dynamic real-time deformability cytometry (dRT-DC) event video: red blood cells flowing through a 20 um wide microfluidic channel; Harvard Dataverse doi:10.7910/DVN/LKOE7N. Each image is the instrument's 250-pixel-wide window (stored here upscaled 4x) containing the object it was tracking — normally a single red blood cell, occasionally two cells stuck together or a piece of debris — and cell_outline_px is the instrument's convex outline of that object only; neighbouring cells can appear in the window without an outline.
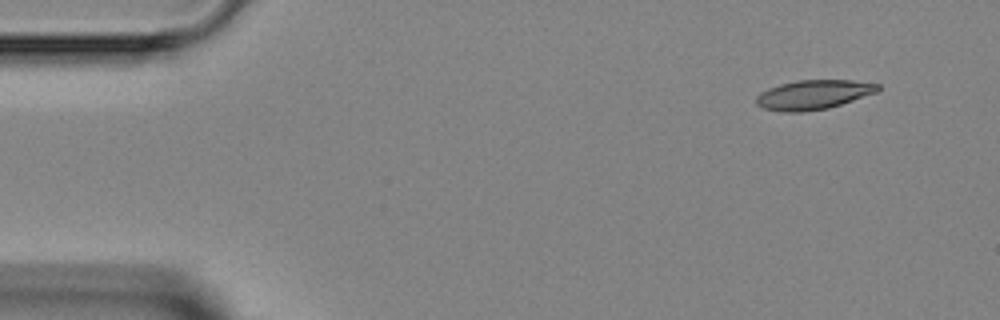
{"species": "Egyptian fruit bat (a non-hibernating species)", "species_latin": "Rousettus aegyptiacus", "temperature_condition": "room temperature", "stored_images_in_passage": 6, "camera_frame_rate_fps": 3000, "um_per_image_px": 0.085, "animal": {"sex": "female"}, "frame": {"image": 1, "passage_image": 1, "time_ms": 0.0, "image_size_px": [1000, 320], "cell_outline_px": [[880, 88], [876, 92], [828, 108], [804, 112], [784, 112], [764, 108], [756, 104], [756, 96], [760, 92], [768, 88], [780, 84], [796, 80], [852, 80], [880, 84]], "centroid_in_image_um": [69.11, 8.04], "position_along_channel_um": 15.9, "area_um2": 20.75}}
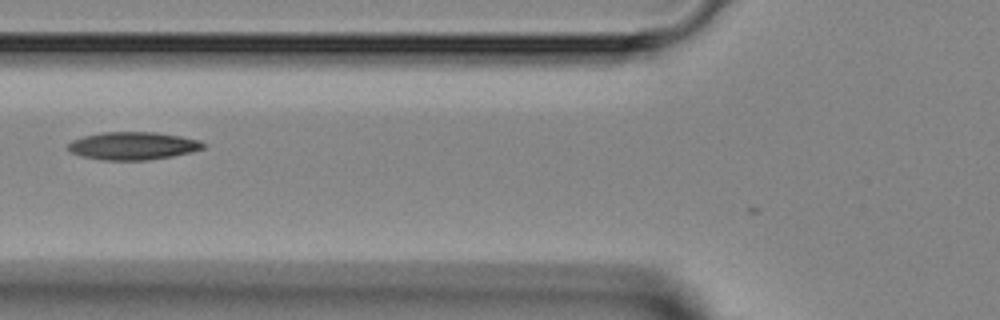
{"frame": {"image": 2, "passage_image": 5, "time_ms": 4.667, "image_size_px": [1000, 320], "cell_outline_px": [[208, 144], [204, 148], [192, 152], [172, 156], [148, 160], [104, 160], [80, 156], [72, 152], [68, 148], [68, 144], [72, 140], [84, 136], [100, 132], [156, 132], [180, 136], [200, 140]], "centroid_in_image_um": [11.33, 12.39], "position_along_channel_um": 114.5, "area_um2": 22.02}}
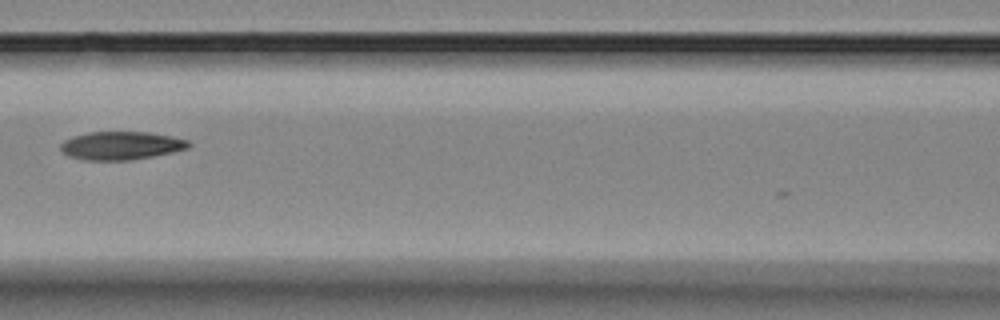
{"frame": {"image": 3, "passage_image": 6, "time_ms": 5.667, "image_size_px": [1000, 320], "cell_outline_px": [[192, 144], [188, 148], [172, 152], [132, 160], [84, 160], [68, 156], [60, 148], [60, 144], [64, 140], [72, 136], [88, 132], [148, 132], [172, 136], [188, 140]], "centroid_in_image_um": [10.29, 12.37], "position_along_channel_um": 156.3, "area_um2": 21.1}}